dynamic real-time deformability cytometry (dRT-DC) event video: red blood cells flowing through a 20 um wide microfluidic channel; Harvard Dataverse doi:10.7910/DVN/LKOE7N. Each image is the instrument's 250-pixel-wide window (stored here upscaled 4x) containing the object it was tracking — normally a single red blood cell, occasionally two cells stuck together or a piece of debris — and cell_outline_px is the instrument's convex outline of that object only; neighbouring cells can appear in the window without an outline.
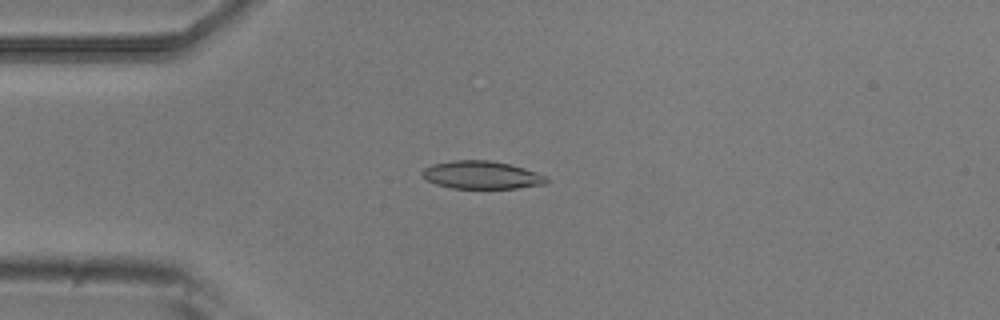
{"species": "common noctule bat (a hibernating species)", "species_latin": "Nyctalus noctula", "temperature_condition": "room temperature", "stored_images_in_passage": 4, "camera_frame_rate_fps": 3000, "um_per_image_px": 0.085, "animal": {"sex": "male", "body_mass_g": 20.5, "forearm_length_mm": 52.5}, "frame": {"image": 1, "passage_image": 3, "time_ms": 0.667, "image_size_px": [1000, 320], "cell_outline_px": [[548, 180], [544, 184], [516, 188], [452, 188], [436, 184], [428, 180], [420, 172], [424, 168], [432, 164], [452, 160], [488, 160], [508, 164], [524, 168], [548, 176]], "centroid_in_image_um": [40.93, 14.87], "position_along_channel_um": 44.1, "area_um2": 20.06}}